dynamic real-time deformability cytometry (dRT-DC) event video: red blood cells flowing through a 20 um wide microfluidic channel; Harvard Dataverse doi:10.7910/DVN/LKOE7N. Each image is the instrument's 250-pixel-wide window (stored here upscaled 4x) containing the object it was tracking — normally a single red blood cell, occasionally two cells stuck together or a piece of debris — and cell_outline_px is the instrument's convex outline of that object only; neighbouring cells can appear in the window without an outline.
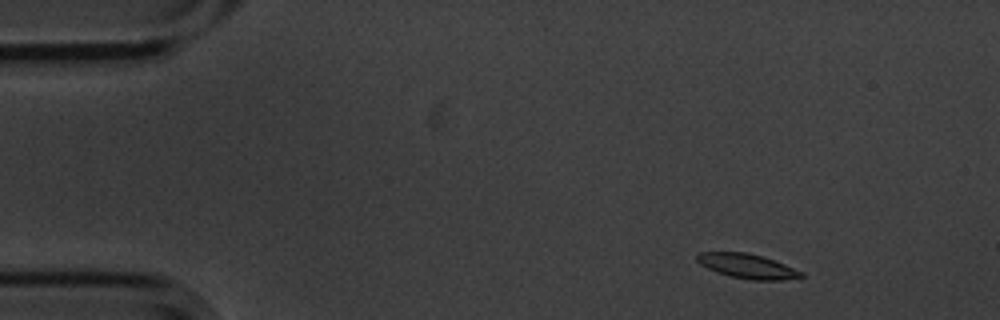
{"species": "common noctule bat (a hibernating species)", "species_latin": "Nyctalus noctula", "temperature_condition": "cold", "stored_images_in_passage": 3, "camera_frame_rate_fps": 3000, "um_per_image_px": 0.085, "animal": {"sex": "male", "body_mass_g": 20.1, "forearm_length_mm": 53.5}, "frame": {"image": 1, "passage_image": 1, "time_ms": 0.0, "image_size_px": [1000, 320], "cell_outline_px": [[804, 276], [784, 280], [752, 280], [732, 276], [716, 272], [700, 264], [696, 260], [696, 256], [700, 252], [744, 252], [764, 256], [804, 272]], "centroid_in_image_um": [63.54, 22.61], "position_along_channel_um": 21.5, "area_um2": 14.85}}